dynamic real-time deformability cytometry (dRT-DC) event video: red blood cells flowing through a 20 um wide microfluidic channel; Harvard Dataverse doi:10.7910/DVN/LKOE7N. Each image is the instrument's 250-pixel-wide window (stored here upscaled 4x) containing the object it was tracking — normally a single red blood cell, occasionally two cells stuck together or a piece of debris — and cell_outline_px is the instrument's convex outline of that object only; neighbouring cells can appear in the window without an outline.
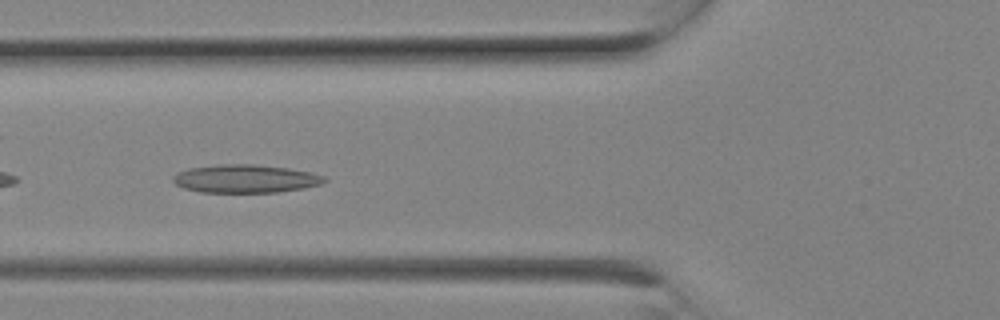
{"species": "Egyptian fruit bat (a non-hibernating species)", "species_latin": "Rousettus aegyptiacus", "temperature_condition": "room temperature", "stored_images_in_passage": 9, "camera_frame_rate_fps": 3000, "um_per_image_px": 0.085, "animal": {"sex": "female"}, "frame": {"image": 1, "passage_image": 8, "time_ms": 2.333, "image_size_px": [1000, 320], "cell_outline_px": [[328, 180], [320, 184], [304, 188], [276, 192], [200, 192], [184, 188], [176, 184], [172, 180], [172, 176], [188, 168], [220, 164], [252, 164], [288, 168], [308, 172], [324, 176]], "centroid_in_image_um": [20.84, 15.19], "position_along_channel_um": 105.0, "area_um2": 24.68}}